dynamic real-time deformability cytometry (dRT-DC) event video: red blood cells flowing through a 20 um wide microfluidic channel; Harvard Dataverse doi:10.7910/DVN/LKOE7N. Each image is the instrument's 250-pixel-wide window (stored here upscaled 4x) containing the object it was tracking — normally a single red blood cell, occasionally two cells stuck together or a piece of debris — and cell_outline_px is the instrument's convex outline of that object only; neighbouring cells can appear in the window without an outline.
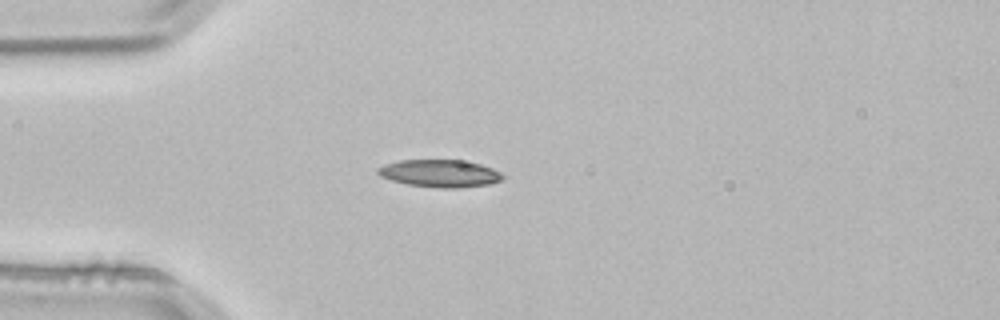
{"species": "common noctule bat (a hibernating species)", "species_latin": "Nyctalus noctula", "temperature_condition": "room temperature", "stored_images_in_passage": 2, "camera_frame_rate_fps": 3000, "um_per_image_px": 0.085, "animal": {"sex": "male", "body_mass_g": 21.5, "forearm_length_mm": 52.0}, "frame": {"image": 1, "passage_image": 2, "time_ms": 0.333, "image_size_px": [1000, 320], "cell_outline_px": [[504, 176], [500, 180], [488, 184], [456, 188], [440, 188], [408, 184], [392, 180], [380, 176], [376, 172], [376, 168], [384, 164], [400, 160], [460, 160], [480, 164], [492, 168], [500, 172]], "centroid_in_image_um": [37.35, 14.73], "position_along_channel_um": 47.7, "area_um2": 19.83}}